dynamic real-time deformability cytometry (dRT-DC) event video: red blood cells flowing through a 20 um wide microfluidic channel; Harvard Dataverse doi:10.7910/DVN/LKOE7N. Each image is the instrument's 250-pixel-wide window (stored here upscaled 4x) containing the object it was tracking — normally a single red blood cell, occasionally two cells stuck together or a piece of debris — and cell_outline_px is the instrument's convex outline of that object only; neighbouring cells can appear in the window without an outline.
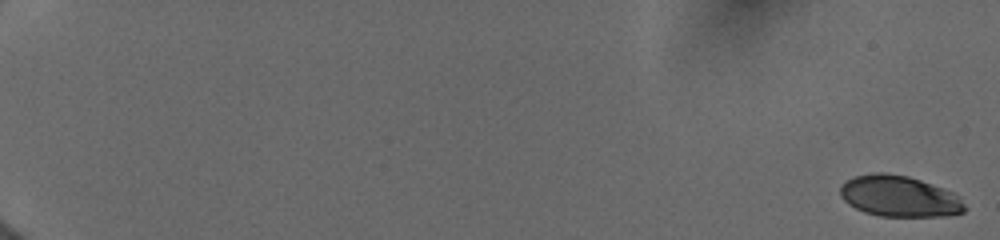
{"species": "human", "species_latin": "Homo sapiens", "temperature_condition": "cold", "stored_images_in_passage": 19, "camera_frame_rate_fps": 3000, "um_per_image_px": 0.085, "donor": {"sex": "female"}, "frame": {"image": 1, "passage_image": 1, "time_ms": 0.0, "image_size_px": [1000, 240], "cell_outline_px": [[968, 208], [964, 212], [948, 216], [880, 216], [864, 212], [848, 204], [840, 196], [840, 188], [848, 180], [856, 176], [872, 172], [884, 172], [908, 176], [944, 188], [960, 196]], "centroid_in_image_um": [76.48, 16.69], "position_along_channel_um": 8.5, "area_um2": 29.94}}
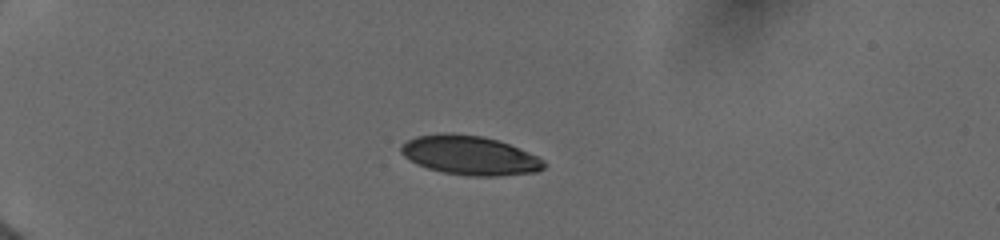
{"frame": {"image": 2, "passage_image": 10, "time_ms": 5.333, "image_size_px": [1000, 240], "cell_outline_px": [[544, 168], [536, 172], [500, 176], [468, 176], [444, 172], [428, 168], [416, 164], [404, 156], [400, 152], [400, 144], [416, 136], [440, 132], [452, 132], [484, 136], [508, 144], [528, 152], [544, 160]], "centroid_in_image_um": [39.89, 13.19], "position_along_channel_um": 45.1, "area_um2": 32.77}}
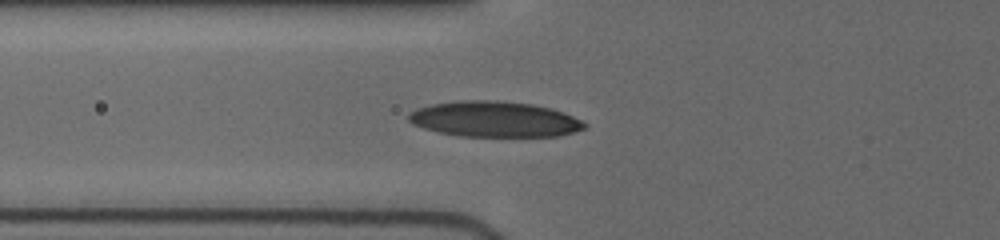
{"frame": {"image": 3, "passage_image": 15, "time_ms": 7.667, "image_size_px": [1000, 240], "cell_outline_px": [[588, 124], [584, 128], [572, 132], [556, 136], [460, 136], [440, 132], [424, 128], [412, 124], [408, 120], [408, 112], [416, 108], [432, 104], [460, 100], [496, 100], [532, 104], [552, 108], [564, 112]], "centroid_in_image_um": [42.0, 10.12], "position_along_channel_um": 83.8, "area_um2": 36.47}}